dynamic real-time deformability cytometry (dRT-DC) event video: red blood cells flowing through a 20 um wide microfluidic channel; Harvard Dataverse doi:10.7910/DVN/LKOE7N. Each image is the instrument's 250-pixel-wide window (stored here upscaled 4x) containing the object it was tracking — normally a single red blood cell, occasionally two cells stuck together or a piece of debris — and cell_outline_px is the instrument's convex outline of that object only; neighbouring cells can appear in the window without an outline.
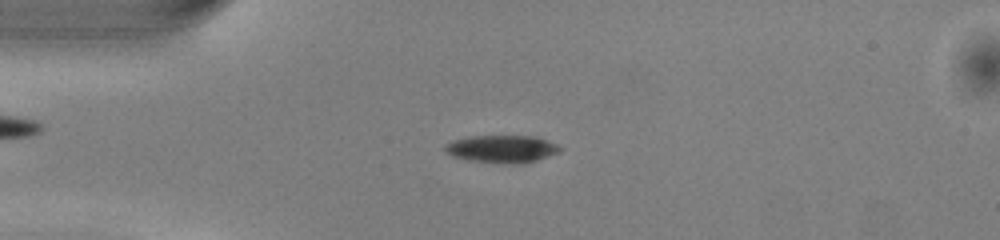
{"species": "common noctule bat (a hibernating species)", "species_latin": "Nyctalus noctula", "temperature_condition": "warm", "stored_images_in_passage": 50, "camera_frame_rate_fps": 3000, "um_per_image_px": 0.085, "animal": {"sex": "male", "body_mass_g": 13.0, "forearm_length_mm": 53.1}, "frame": {"image": 1, "passage_image": 12, "time_ms": 3.667, "image_size_px": [1000, 240], "cell_outline_px": [[564, 148], [560, 152], [524, 164], [512, 164], [472, 160], [452, 156], [444, 148], [448, 144], [456, 140], [468, 136], [536, 136], [556, 144]], "centroid_in_image_um": [42.74, 12.66], "position_along_channel_um": 42.3, "area_um2": 18.21}}
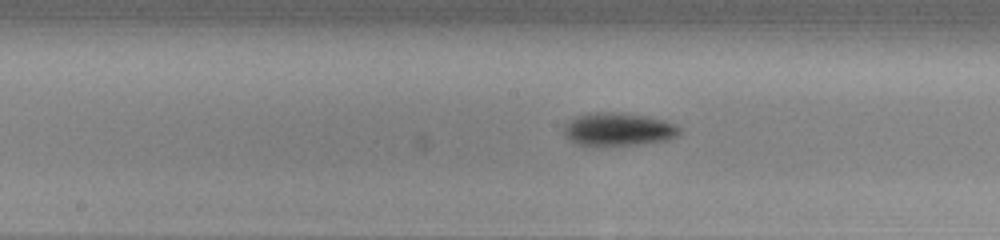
{"frame": {"image": 2, "passage_image": 25, "time_ms": 8.0, "image_size_px": [1000, 240], "cell_outline_px": [[680, 132], [676, 136], [668, 140], [640, 144], [588, 148], [568, 140], [564, 136], [564, 124], [568, 120], [576, 116], [592, 112], [616, 112], [648, 116], [664, 120], [676, 124], [680, 128]], "centroid_in_image_um": [52.49, 11.02], "position_along_channel_um": 195.7, "area_um2": 23.06}}
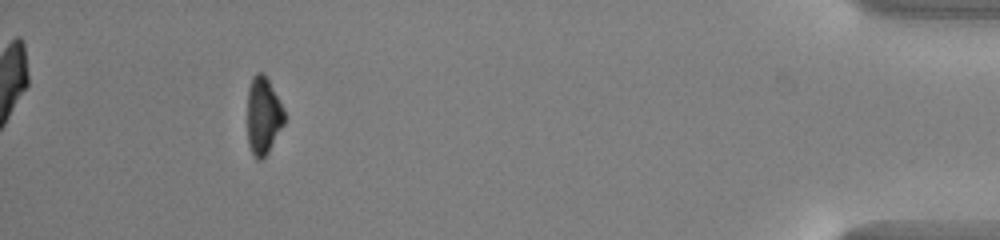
{"frame": {"image": 3, "passage_image": 46, "time_ms": 15.0, "image_size_px": [1000, 240], "cell_outline_px": [[284, 124], [264, 160], [256, 160], [248, 144], [248, 88], [252, 76], [256, 72], [264, 72], [284, 108]], "centroid_in_image_um": [22.38, 9.84], "position_along_channel_um": 412.8, "area_um2": 16.88}, "authors_computed_cell_mechanics": {"area_um2": 18.6405, "velocity_mm_per_s": 4.0664, "shape_relaxation_time_tau1_ms": 2.0473, "shape_relaxation_time_tau2_ms": null, "deformation_change_tau1": 0.1008, "deformation_change_tau2": null}}